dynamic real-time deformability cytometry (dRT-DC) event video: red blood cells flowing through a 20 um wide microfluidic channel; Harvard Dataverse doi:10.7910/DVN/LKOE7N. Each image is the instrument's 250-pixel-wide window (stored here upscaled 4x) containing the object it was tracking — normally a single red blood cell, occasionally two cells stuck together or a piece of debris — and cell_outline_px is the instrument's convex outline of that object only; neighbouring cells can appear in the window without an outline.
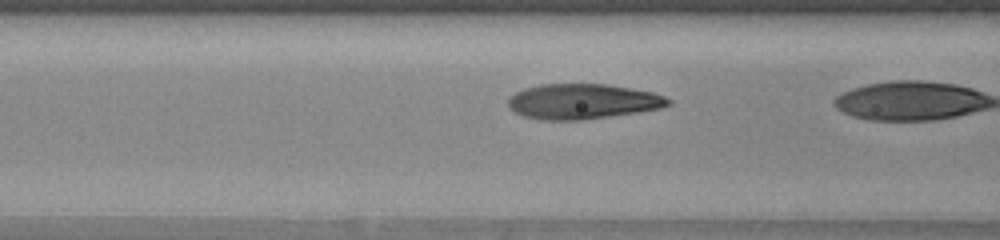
{"species": "human", "species_latin": "Homo sapiens", "temperature_condition": "warm", "stored_images_in_passage": 14, "camera_frame_rate_fps": 3000, "um_per_image_px": 0.085, "donor": {"sex": "female"}, "frame": {"image": 1, "passage_image": 12, "time_ms": 3.667, "image_size_px": [1000, 240], "cell_outline_px": [[672, 104], [660, 108], [636, 112], [584, 120], [544, 120], [524, 116], [512, 112], [508, 108], [508, 96], [524, 88], [540, 84], [604, 84], [652, 92], [664, 96], [672, 100]], "centroid_in_image_um": [49.47, 8.63], "position_along_channel_um": 117.1, "area_um2": 32.89}}